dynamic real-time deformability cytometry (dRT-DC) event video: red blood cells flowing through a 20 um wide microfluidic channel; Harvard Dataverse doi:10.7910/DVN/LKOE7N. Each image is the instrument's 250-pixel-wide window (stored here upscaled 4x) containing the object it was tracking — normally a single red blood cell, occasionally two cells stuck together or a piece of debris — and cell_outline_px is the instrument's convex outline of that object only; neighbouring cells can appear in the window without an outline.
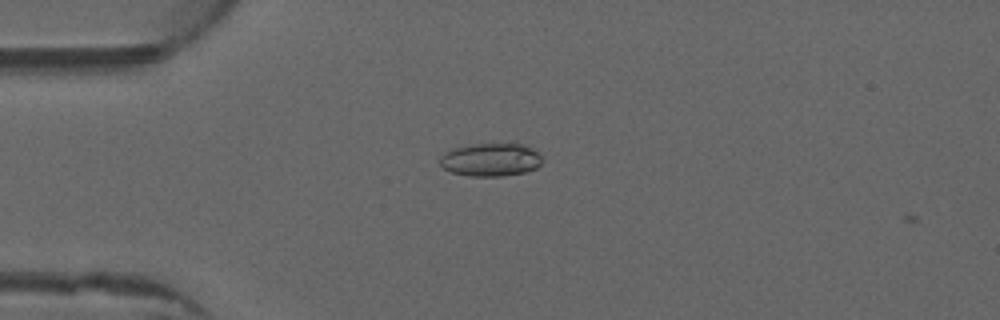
{"species": "common noctule bat (a hibernating species)", "species_latin": "Nyctalus noctula", "temperature_condition": "warm", "stored_images_in_passage": 5, "camera_frame_rate_fps": 3000, "um_per_image_px": 0.085, "animal": {"sex": "male", "forearm_length_mm": 52.5}, "frame": {"image": 1, "passage_image": 4, "time_ms": 1.0, "image_size_px": [1000, 320], "cell_outline_px": [[540, 164], [536, 168], [524, 172], [500, 176], [468, 176], [452, 172], [444, 168], [440, 164], [440, 160], [444, 152], [452, 148], [468, 144], [512, 140], [524, 144], [532, 148], [540, 156]], "centroid_in_image_um": [41.71, 13.51], "position_along_channel_um": 43.3, "area_um2": 20.4}}